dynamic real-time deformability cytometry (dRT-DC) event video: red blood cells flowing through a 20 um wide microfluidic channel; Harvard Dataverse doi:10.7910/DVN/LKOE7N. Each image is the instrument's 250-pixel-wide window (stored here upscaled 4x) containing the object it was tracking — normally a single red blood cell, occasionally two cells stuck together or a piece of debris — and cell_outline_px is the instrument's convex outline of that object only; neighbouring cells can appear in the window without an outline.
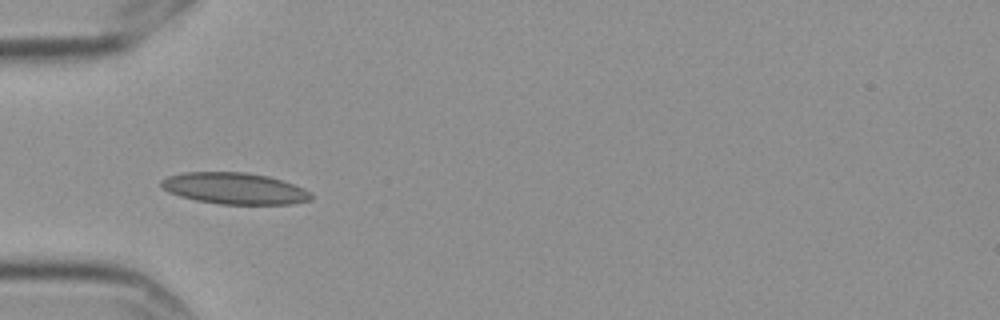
{"species": "Egyptian fruit bat (a non-hibernating species)", "species_latin": "Rousettus aegyptiacus", "temperature_condition": "cold", "stored_images_in_passage": 8, "camera_frame_rate_fps": 3000, "um_per_image_px": 0.085, "frame": {"image": 1, "passage_image": 5, "time_ms": 1.333, "image_size_px": [1000, 320], "cell_outline_px": [[312, 200], [292, 204], [220, 204], [196, 200], [180, 196], [168, 192], [160, 184], [160, 180], [168, 176], [184, 172], [248, 172], [268, 176], [284, 180], [304, 188], [312, 192]], "centroid_in_image_um": [19.98, 16.01], "position_along_channel_um": 65.0, "area_um2": 27.69}}
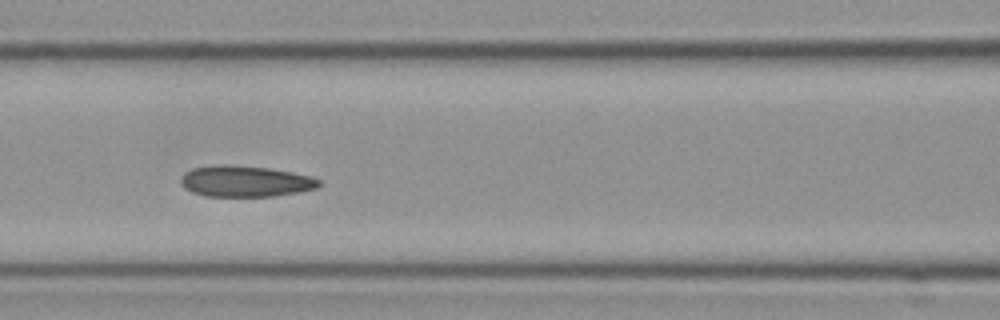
{"frame": {"image": 2, "passage_image": 7, "time_ms": 2.0, "image_size_px": [1000, 320], "cell_outline_px": [[320, 184], [316, 188], [300, 192], [276, 196], [204, 196], [192, 192], [184, 188], [180, 184], [180, 176], [184, 172], [192, 168], [220, 164], [224, 164], [268, 168], [292, 172], [312, 176], [320, 180]], "centroid_in_image_um": [20.82, 15.41], "position_along_channel_um": 145.8, "area_um2": 25.26}}
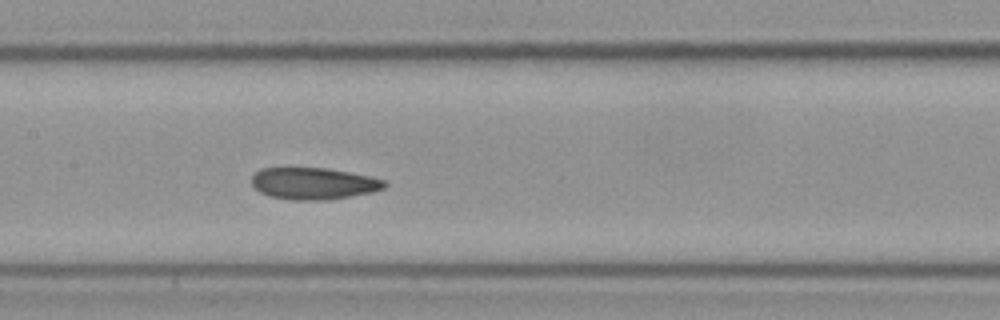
{"frame": {"image": 3, "passage_image": 8, "time_ms": 2.333, "image_size_px": [1000, 320], "cell_outline_px": [[388, 184], [384, 188], [372, 192], [352, 196], [324, 200], [292, 200], [268, 196], [260, 192], [252, 184], [252, 176], [260, 168], [324, 168], [348, 172], [368, 176], [384, 180]], "centroid_in_image_um": [26.64, 15.6], "position_along_channel_um": 180.8, "area_um2": 24.51}}